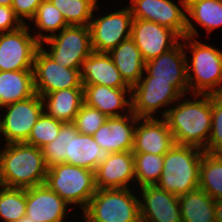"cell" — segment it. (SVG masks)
<instances>
[{"label":"cell","instance_id":"cell-1","mask_svg":"<svg viewBox=\"0 0 222 222\" xmlns=\"http://www.w3.org/2000/svg\"><path fill=\"white\" fill-rule=\"evenodd\" d=\"M185 97L183 95L174 106L171 105L163 118L173 134L175 144L204 150L211 131L212 95L194 94L190 97L193 100Z\"/></svg>","mask_w":222,"mask_h":222},{"label":"cell","instance_id":"cell-2","mask_svg":"<svg viewBox=\"0 0 222 222\" xmlns=\"http://www.w3.org/2000/svg\"><path fill=\"white\" fill-rule=\"evenodd\" d=\"M48 168L42 150L22 143H8L0 150V185L31 188L45 183Z\"/></svg>","mask_w":222,"mask_h":222},{"label":"cell","instance_id":"cell-3","mask_svg":"<svg viewBox=\"0 0 222 222\" xmlns=\"http://www.w3.org/2000/svg\"><path fill=\"white\" fill-rule=\"evenodd\" d=\"M181 39V42L184 41L183 47L189 48V53L192 55L191 59L186 61L190 93L192 95L221 94L222 51L200 42L197 38L185 36Z\"/></svg>","mask_w":222,"mask_h":222},{"label":"cell","instance_id":"cell-4","mask_svg":"<svg viewBox=\"0 0 222 222\" xmlns=\"http://www.w3.org/2000/svg\"><path fill=\"white\" fill-rule=\"evenodd\" d=\"M204 152L198 147L175 144L164 155L162 175L156 185L178 197L199 188V167Z\"/></svg>","mask_w":222,"mask_h":222},{"label":"cell","instance_id":"cell-5","mask_svg":"<svg viewBox=\"0 0 222 222\" xmlns=\"http://www.w3.org/2000/svg\"><path fill=\"white\" fill-rule=\"evenodd\" d=\"M97 189L82 212L85 222H141L138 191ZM136 194H134V193Z\"/></svg>","mask_w":222,"mask_h":222},{"label":"cell","instance_id":"cell-6","mask_svg":"<svg viewBox=\"0 0 222 222\" xmlns=\"http://www.w3.org/2000/svg\"><path fill=\"white\" fill-rule=\"evenodd\" d=\"M45 185L68 205L80 207L81 212L97 191L94 171L68 163L48 168Z\"/></svg>","mask_w":222,"mask_h":222},{"label":"cell","instance_id":"cell-7","mask_svg":"<svg viewBox=\"0 0 222 222\" xmlns=\"http://www.w3.org/2000/svg\"><path fill=\"white\" fill-rule=\"evenodd\" d=\"M44 44L50 47L45 50ZM40 47L62 67L80 69L82 61L93 52L90 28L69 25L41 42Z\"/></svg>","mask_w":222,"mask_h":222},{"label":"cell","instance_id":"cell-8","mask_svg":"<svg viewBox=\"0 0 222 222\" xmlns=\"http://www.w3.org/2000/svg\"><path fill=\"white\" fill-rule=\"evenodd\" d=\"M144 75L131 88L132 112L138 118H157L160 108V116L163 118L171 108L170 105H174L183 94L170 81L154 80L147 73ZM164 106L165 110L162 109Z\"/></svg>","mask_w":222,"mask_h":222},{"label":"cell","instance_id":"cell-9","mask_svg":"<svg viewBox=\"0 0 222 222\" xmlns=\"http://www.w3.org/2000/svg\"><path fill=\"white\" fill-rule=\"evenodd\" d=\"M4 113L0 115L1 135L6 143L25 142L36 124L38 118L44 112L43 100L37 93L22 101L14 102L0 109Z\"/></svg>","mask_w":222,"mask_h":222},{"label":"cell","instance_id":"cell-10","mask_svg":"<svg viewBox=\"0 0 222 222\" xmlns=\"http://www.w3.org/2000/svg\"><path fill=\"white\" fill-rule=\"evenodd\" d=\"M30 27L24 24L16 30L0 33V71L33 69L40 42L34 37Z\"/></svg>","mask_w":222,"mask_h":222},{"label":"cell","instance_id":"cell-11","mask_svg":"<svg viewBox=\"0 0 222 222\" xmlns=\"http://www.w3.org/2000/svg\"><path fill=\"white\" fill-rule=\"evenodd\" d=\"M95 13L89 24L93 51L108 53L122 41L131 37L133 18L129 6L116 12L106 13L102 17L97 15L95 18Z\"/></svg>","mask_w":222,"mask_h":222},{"label":"cell","instance_id":"cell-12","mask_svg":"<svg viewBox=\"0 0 222 222\" xmlns=\"http://www.w3.org/2000/svg\"><path fill=\"white\" fill-rule=\"evenodd\" d=\"M33 79L35 92L45 94L68 88H83L80 69L62 67L40 47L34 57Z\"/></svg>","mask_w":222,"mask_h":222},{"label":"cell","instance_id":"cell-13","mask_svg":"<svg viewBox=\"0 0 222 222\" xmlns=\"http://www.w3.org/2000/svg\"><path fill=\"white\" fill-rule=\"evenodd\" d=\"M178 1L179 6L172 0H131L129 7L133 19L156 22L184 38L187 27L186 0Z\"/></svg>","mask_w":222,"mask_h":222},{"label":"cell","instance_id":"cell-14","mask_svg":"<svg viewBox=\"0 0 222 222\" xmlns=\"http://www.w3.org/2000/svg\"><path fill=\"white\" fill-rule=\"evenodd\" d=\"M131 38L145 62L171 50L181 39L172 29L143 19L132 20Z\"/></svg>","mask_w":222,"mask_h":222},{"label":"cell","instance_id":"cell-15","mask_svg":"<svg viewBox=\"0 0 222 222\" xmlns=\"http://www.w3.org/2000/svg\"><path fill=\"white\" fill-rule=\"evenodd\" d=\"M181 41L171 50L145 62L144 73L154 80L170 81L183 95L190 94L187 56Z\"/></svg>","mask_w":222,"mask_h":222},{"label":"cell","instance_id":"cell-16","mask_svg":"<svg viewBox=\"0 0 222 222\" xmlns=\"http://www.w3.org/2000/svg\"><path fill=\"white\" fill-rule=\"evenodd\" d=\"M138 189L141 222H182L178 196L157 185Z\"/></svg>","mask_w":222,"mask_h":222},{"label":"cell","instance_id":"cell-17","mask_svg":"<svg viewBox=\"0 0 222 222\" xmlns=\"http://www.w3.org/2000/svg\"><path fill=\"white\" fill-rule=\"evenodd\" d=\"M175 145L164 118H138L134 133L133 153L165 155Z\"/></svg>","mask_w":222,"mask_h":222},{"label":"cell","instance_id":"cell-18","mask_svg":"<svg viewBox=\"0 0 222 222\" xmlns=\"http://www.w3.org/2000/svg\"><path fill=\"white\" fill-rule=\"evenodd\" d=\"M68 204L45 183L26 189V215L34 222H65Z\"/></svg>","mask_w":222,"mask_h":222},{"label":"cell","instance_id":"cell-19","mask_svg":"<svg viewBox=\"0 0 222 222\" xmlns=\"http://www.w3.org/2000/svg\"><path fill=\"white\" fill-rule=\"evenodd\" d=\"M94 172L97 189H135V186L132 185L135 184L132 151L110 153L109 157L98 165Z\"/></svg>","mask_w":222,"mask_h":222},{"label":"cell","instance_id":"cell-20","mask_svg":"<svg viewBox=\"0 0 222 222\" xmlns=\"http://www.w3.org/2000/svg\"><path fill=\"white\" fill-rule=\"evenodd\" d=\"M137 120L133 112L108 117L92 136L101 148L110 153L132 151Z\"/></svg>","mask_w":222,"mask_h":222},{"label":"cell","instance_id":"cell-21","mask_svg":"<svg viewBox=\"0 0 222 222\" xmlns=\"http://www.w3.org/2000/svg\"><path fill=\"white\" fill-rule=\"evenodd\" d=\"M83 88L84 103L98 109L107 117L132 112L131 88H112L98 84L83 85Z\"/></svg>","mask_w":222,"mask_h":222},{"label":"cell","instance_id":"cell-22","mask_svg":"<svg viewBox=\"0 0 222 222\" xmlns=\"http://www.w3.org/2000/svg\"><path fill=\"white\" fill-rule=\"evenodd\" d=\"M80 77L82 85L131 88L124 82L111 56L106 52L93 51L84 59L80 67Z\"/></svg>","mask_w":222,"mask_h":222},{"label":"cell","instance_id":"cell-23","mask_svg":"<svg viewBox=\"0 0 222 222\" xmlns=\"http://www.w3.org/2000/svg\"><path fill=\"white\" fill-rule=\"evenodd\" d=\"M186 16V36L197 37L196 24L210 34L222 26V0H186Z\"/></svg>","mask_w":222,"mask_h":222},{"label":"cell","instance_id":"cell-24","mask_svg":"<svg viewBox=\"0 0 222 222\" xmlns=\"http://www.w3.org/2000/svg\"><path fill=\"white\" fill-rule=\"evenodd\" d=\"M44 112L62 121L72 123L84 103V88L57 90L42 96Z\"/></svg>","mask_w":222,"mask_h":222},{"label":"cell","instance_id":"cell-25","mask_svg":"<svg viewBox=\"0 0 222 222\" xmlns=\"http://www.w3.org/2000/svg\"><path fill=\"white\" fill-rule=\"evenodd\" d=\"M110 155L101 148L93 136L81 134L71 123V147L69 164L95 171Z\"/></svg>","mask_w":222,"mask_h":222},{"label":"cell","instance_id":"cell-26","mask_svg":"<svg viewBox=\"0 0 222 222\" xmlns=\"http://www.w3.org/2000/svg\"><path fill=\"white\" fill-rule=\"evenodd\" d=\"M124 82L133 87L144 74L145 61L130 37L108 52Z\"/></svg>","mask_w":222,"mask_h":222},{"label":"cell","instance_id":"cell-27","mask_svg":"<svg viewBox=\"0 0 222 222\" xmlns=\"http://www.w3.org/2000/svg\"><path fill=\"white\" fill-rule=\"evenodd\" d=\"M35 94L33 70L0 71V109Z\"/></svg>","mask_w":222,"mask_h":222},{"label":"cell","instance_id":"cell-28","mask_svg":"<svg viewBox=\"0 0 222 222\" xmlns=\"http://www.w3.org/2000/svg\"><path fill=\"white\" fill-rule=\"evenodd\" d=\"M182 222H216L215 199L197 188L178 197Z\"/></svg>","mask_w":222,"mask_h":222},{"label":"cell","instance_id":"cell-29","mask_svg":"<svg viewBox=\"0 0 222 222\" xmlns=\"http://www.w3.org/2000/svg\"><path fill=\"white\" fill-rule=\"evenodd\" d=\"M199 188L215 200L222 199V154L203 153L199 167Z\"/></svg>","mask_w":222,"mask_h":222},{"label":"cell","instance_id":"cell-30","mask_svg":"<svg viewBox=\"0 0 222 222\" xmlns=\"http://www.w3.org/2000/svg\"><path fill=\"white\" fill-rule=\"evenodd\" d=\"M30 22H35L34 29L35 27L39 29V32L36 34L34 33L33 35L40 43L54 34H57L58 31L60 32L63 28L69 26L62 13L51 3L50 0L42 1Z\"/></svg>","mask_w":222,"mask_h":222},{"label":"cell","instance_id":"cell-31","mask_svg":"<svg viewBox=\"0 0 222 222\" xmlns=\"http://www.w3.org/2000/svg\"><path fill=\"white\" fill-rule=\"evenodd\" d=\"M62 13L68 25L89 26L95 10H99L98 0H50Z\"/></svg>","mask_w":222,"mask_h":222},{"label":"cell","instance_id":"cell-32","mask_svg":"<svg viewBox=\"0 0 222 222\" xmlns=\"http://www.w3.org/2000/svg\"><path fill=\"white\" fill-rule=\"evenodd\" d=\"M135 188L156 185L162 175L164 155L133 153ZM137 183V184H136Z\"/></svg>","mask_w":222,"mask_h":222},{"label":"cell","instance_id":"cell-33","mask_svg":"<svg viewBox=\"0 0 222 222\" xmlns=\"http://www.w3.org/2000/svg\"><path fill=\"white\" fill-rule=\"evenodd\" d=\"M26 215V189L0 185L1 222H18Z\"/></svg>","mask_w":222,"mask_h":222},{"label":"cell","instance_id":"cell-34","mask_svg":"<svg viewBox=\"0 0 222 222\" xmlns=\"http://www.w3.org/2000/svg\"><path fill=\"white\" fill-rule=\"evenodd\" d=\"M71 147V123H64L55 140L41 148L47 168L68 163Z\"/></svg>","mask_w":222,"mask_h":222},{"label":"cell","instance_id":"cell-35","mask_svg":"<svg viewBox=\"0 0 222 222\" xmlns=\"http://www.w3.org/2000/svg\"><path fill=\"white\" fill-rule=\"evenodd\" d=\"M63 124L62 121L56 120L43 112L24 143L41 149L55 140Z\"/></svg>","mask_w":222,"mask_h":222},{"label":"cell","instance_id":"cell-36","mask_svg":"<svg viewBox=\"0 0 222 222\" xmlns=\"http://www.w3.org/2000/svg\"><path fill=\"white\" fill-rule=\"evenodd\" d=\"M205 152L222 154V93L212 95V122Z\"/></svg>","mask_w":222,"mask_h":222},{"label":"cell","instance_id":"cell-37","mask_svg":"<svg viewBox=\"0 0 222 222\" xmlns=\"http://www.w3.org/2000/svg\"><path fill=\"white\" fill-rule=\"evenodd\" d=\"M107 119L101 111L83 103L72 123L79 133L92 136Z\"/></svg>","mask_w":222,"mask_h":222},{"label":"cell","instance_id":"cell-38","mask_svg":"<svg viewBox=\"0 0 222 222\" xmlns=\"http://www.w3.org/2000/svg\"><path fill=\"white\" fill-rule=\"evenodd\" d=\"M42 1L43 0H13L11 7L19 20L23 24H27V22L34 17Z\"/></svg>","mask_w":222,"mask_h":222},{"label":"cell","instance_id":"cell-39","mask_svg":"<svg viewBox=\"0 0 222 222\" xmlns=\"http://www.w3.org/2000/svg\"><path fill=\"white\" fill-rule=\"evenodd\" d=\"M23 25L11 6L0 5V33L16 30Z\"/></svg>","mask_w":222,"mask_h":222},{"label":"cell","instance_id":"cell-40","mask_svg":"<svg viewBox=\"0 0 222 222\" xmlns=\"http://www.w3.org/2000/svg\"><path fill=\"white\" fill-rule=\"evenodd\" d=\"M215 220L222 222V199L215 200Z\"/></svg>","mask_w":222,"mask_h":222},{"label":"cell","instance_id":"cell-41","mask_svg":"<svg viewBox=\"0 0 222 222\" xmlns=\"http://www.w3.org/2000/svg\"><path fill=\"white\" fill-rule=\"evenodd\" d=\"M13 0H0V5L1 6H11Z\"/></svg>","mask_w":222,"mask_h":222},{"label":"cell","instance_id":"cell-42","mask_svg":"<svg viewBox=\"0 0 222 222\" xmlns=\"http://www.w3.org/2000/svg\"><path fill=\"white\" fill-rule=\"evenodd\" d=\"M18 222H34V221L31 218H29L27 215H25Z\"/></svg>","mask_w":222,"mask_h":222}]
</instances>
